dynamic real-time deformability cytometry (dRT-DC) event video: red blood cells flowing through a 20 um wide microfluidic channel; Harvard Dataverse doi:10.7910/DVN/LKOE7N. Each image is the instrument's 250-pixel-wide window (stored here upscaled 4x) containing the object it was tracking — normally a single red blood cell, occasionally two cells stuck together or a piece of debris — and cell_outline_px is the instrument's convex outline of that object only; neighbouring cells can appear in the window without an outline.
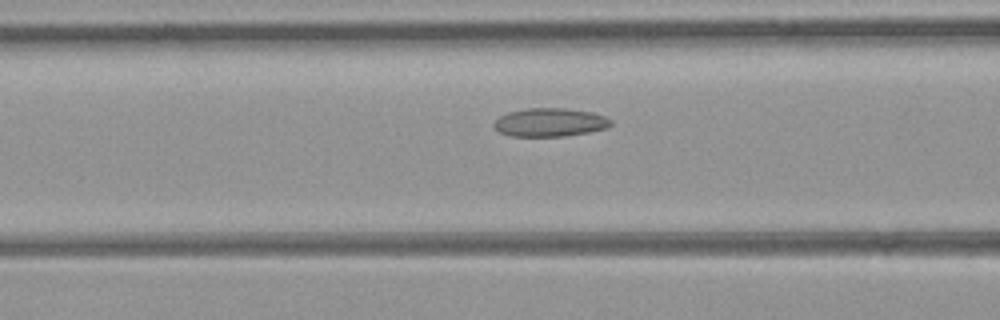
{"species": "common noctule bat (a hibernating species)", "species_latin": "Nyctalus noctula", "temperature_condition": "room temperature", "stored_images_in_passage": 13, "camera_frame_rate_fps": 3000, "um_per_image_px": 0.085, "animal": {"sex": "female", "body_mass_g": 21.9}, "frame": {"image": 1, "passage_image": 11, "time_ms": 3.333, "image_size_px": [1000, 320], "cell_outline_px": [[612, 124], [604, 128], [588, 132], [564, 136], [512, 136], [500, 132], [492, 124], [500, 116], [508, 112], [524, 108], [564, 108], [592, 112], [604, 116], [612, 120]], "centroid_in_image_um": [46.73, 10.39], "position_along_channel_um": 119.9, "area_um2": 19.25}}